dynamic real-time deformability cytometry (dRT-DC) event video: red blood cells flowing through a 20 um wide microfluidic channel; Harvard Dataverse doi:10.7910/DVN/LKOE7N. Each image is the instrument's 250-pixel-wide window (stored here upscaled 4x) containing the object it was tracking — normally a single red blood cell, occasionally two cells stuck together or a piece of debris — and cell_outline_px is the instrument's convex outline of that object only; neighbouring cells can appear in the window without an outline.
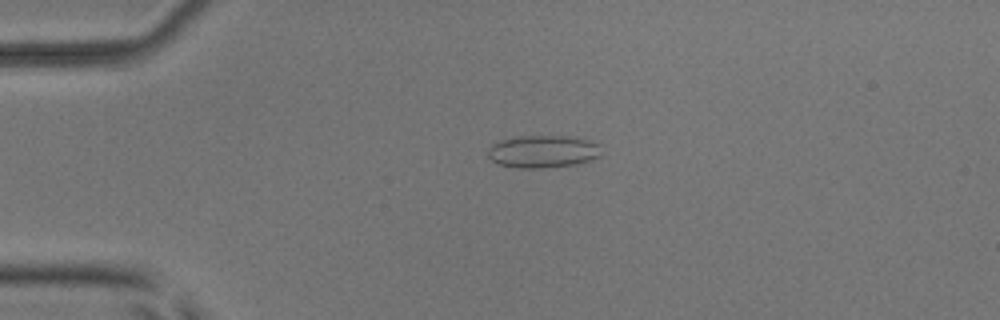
{"species": "common noctule bat (a hibernating species)", "species_latin": "Nyctalus noctula", "temperature_condition": "room temperature", "stored_images_in_passage": 4, "camera_frame_rate_fps": 3000, "um_per_image_px": 0.085, "animal": {"sex": "male", "body_mass_g": 17.9, "forearm_length_mm": 54.2}, "frame": {"image": 1, "passage_image": 3, "time_ms": 0.667, "image_size_px": [1000, 320], "cell_outline_px": [[600, 156], [576, 164], [540, 168], [516, 168], [500, 164], [492, 160], [488, 156], [488, 148], [492, 144], [500, 140], [520, 136], [572, 136], [592, 140], [600, 144]], "centroid_in_image_um": [46.16, 12.86], "position_along_channel_um": 38.8, "area_um2": 21.56}}